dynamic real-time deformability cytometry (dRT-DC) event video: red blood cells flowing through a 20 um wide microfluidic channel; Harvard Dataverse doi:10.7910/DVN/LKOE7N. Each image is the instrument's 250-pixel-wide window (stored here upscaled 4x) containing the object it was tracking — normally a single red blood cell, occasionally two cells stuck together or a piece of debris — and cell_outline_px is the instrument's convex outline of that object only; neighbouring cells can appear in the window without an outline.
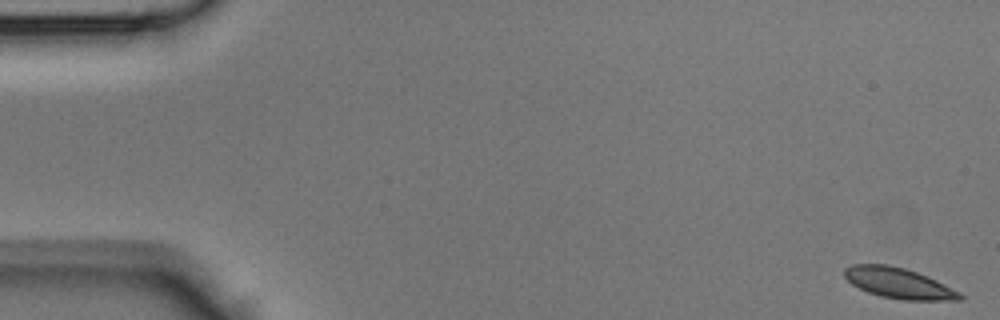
{"species": "Egyptian fruit bat (a non-hibernating species)", "species_latin": "Rousettus aegyptiacus", "temperature_condition": "room temperature", "stored_images_in_passage": 45, "camera_frame_rate_fps": 3000, "um_per_image_px": 0.085, "animal": {"sex": "male"}, "frame": {"image": 1, "passage_image": 1, "time_ms": 0.0, "image_size_px": [1000, 320], "cell_outline_px": [[964, 300], [904, 300], [880, 296], [868, 292], [852, 284], [844, 276], [844, 268], [852, 264], [888, 264], [904, 268], [928, 276], [960, 292], [964, 296]], "centroid_in_image_um": [76.39, 24.06], "position_along_channel_um": 8.6, "area_um2": 20.58}}
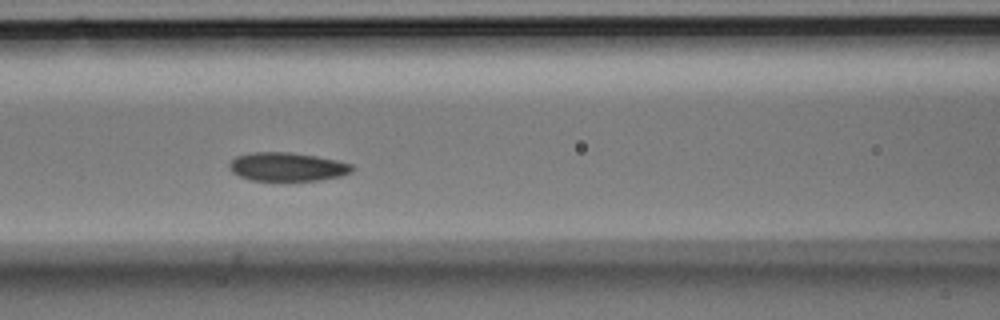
{"frame": {"image": 2, "passage_image": 19, "time_ms": 6.0, "image_size_px": [1000, 320], "cell_outline_px": [[356, 168], [352, 172], [340, 176], [320, 180], [252, 180], [240, 176], [232, 172], [228, 168], [228, 164], [236, 156], [252, 152], [288, 152], [316, 156], [336, 160], [352, 164]], "centroid_in_image_um": [24.43, 14.17], "position_along_channel_um": 142.2, "area_um2": 20.46}}
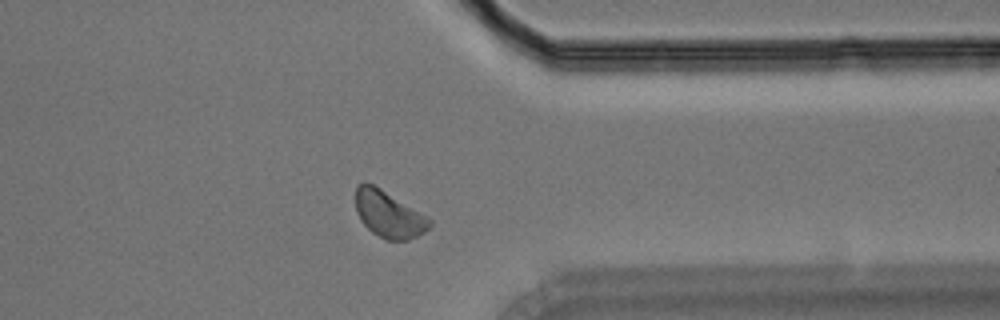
{"frame": {"image": 3, "passage_image": 35, "time_ms": 11.333, "image_size_px": [1000, 320], "cell_outline_px": [[432, 228], [408, 240], [384, 240], [372, 232], [360, 220], [356, 212], [356, 184], [364, 180], [380, 188], [432, 220]], "centroid_in_image_um": [33.01, 18.21], "position_along_channel_um": 378.4, "area_um2": 20.06}}